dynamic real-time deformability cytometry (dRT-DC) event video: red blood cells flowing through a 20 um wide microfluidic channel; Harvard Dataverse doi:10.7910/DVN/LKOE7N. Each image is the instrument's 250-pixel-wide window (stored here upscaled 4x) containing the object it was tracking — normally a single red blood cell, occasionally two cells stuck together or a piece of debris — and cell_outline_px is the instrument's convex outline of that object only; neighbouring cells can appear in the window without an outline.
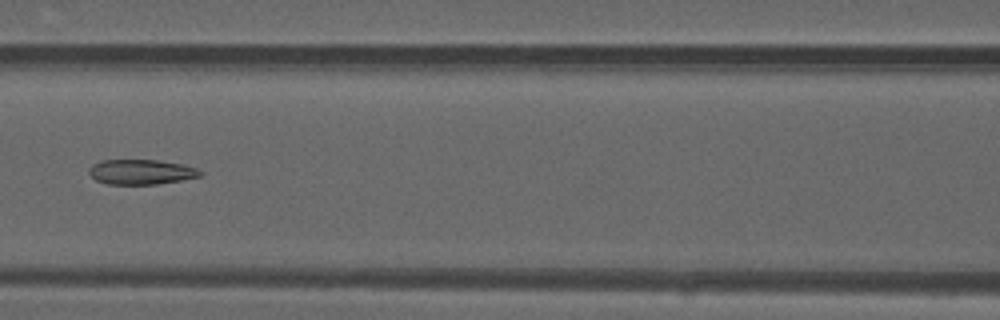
{"species": "common noctule bat (a hibernating species)", "species_latin": "Nyctalus noctula", "temperature_condition": "warm", "stored_images_in_passage": 30, "camera_frame_rate_fps": 3000, "um_per_image_px": 0.085, "animal": {"sex": "male", "forearm_length_mm": 52.5}, "frame": {"image": 1, "passage_image": 9, "time_ms": 2.667, "image_size_px": [1000, 320], "cell_outline_px": [[204, 172], [200, 176], [180, 180], [156, 184], [108, 184], [96, 180], [88, 172], [88, 168], [92, 164], [104, 160], [160, 160], [184, 164], [196, 168]], "centroid_in_image_um": [12.0, 14.6], "position_along_channel_um": 154.6, "area_um2": 16.18}}
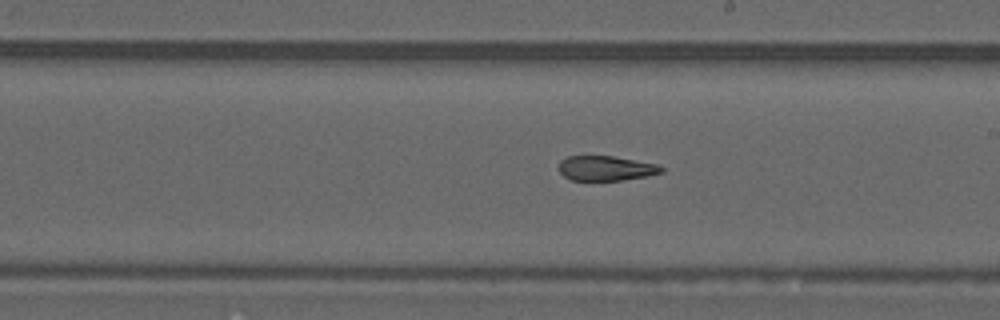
{"frame": {"image": 2, "passage_image": 15, "time_ms": 4.667, "image_size_px": [1000, 320], "cell_outline_px": [[664, 172], [648, 176], [620, 180], [568, 180], [560, 172], [560, 160], [568, 156], [612, 156], [656, 164], [664, 168]], "centroid_in_image_um": [51.5, 14.31], "position_along_channel_um": 237.5, "area_um2": 14.74}}
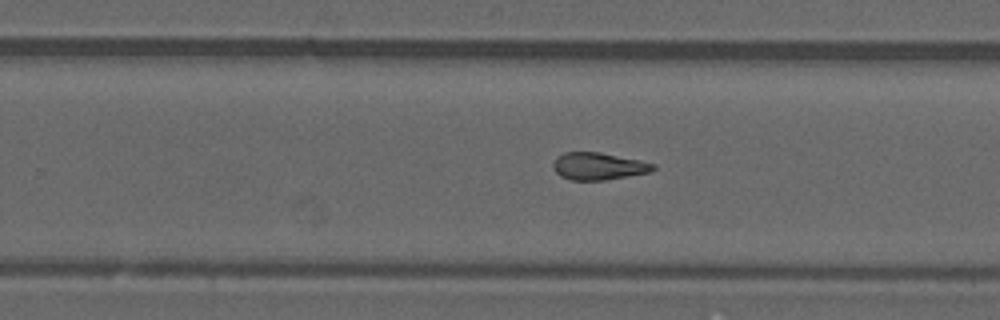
{"frame": {"image": 3, "passage_image": 18, "time_ms": 5.667, "image_size_px": [1000, 320], "cell_outline_px": [[656, 168], [652, 172], [604, 180], [572, 180], [560, 176], [556, 172], [552, 164], [556, 156], [564, 152], [600, 152], [656, 164]], "centroid_in_image_um": [50.86, 14.13], "position_along_channel_um": 278.9, "area_um2": 15.9}, "authors_computed_cell_mechanics": {"area_um2": 16.3574, "velocity_mm_per_s": 4.1674, "shape_relaxation_time_tau1_ms": null, "shape_relaxation_time_tau2_ms": 2.91, "deformation_change_tau1": null, "deformation_change_tau2": 0.1104}}